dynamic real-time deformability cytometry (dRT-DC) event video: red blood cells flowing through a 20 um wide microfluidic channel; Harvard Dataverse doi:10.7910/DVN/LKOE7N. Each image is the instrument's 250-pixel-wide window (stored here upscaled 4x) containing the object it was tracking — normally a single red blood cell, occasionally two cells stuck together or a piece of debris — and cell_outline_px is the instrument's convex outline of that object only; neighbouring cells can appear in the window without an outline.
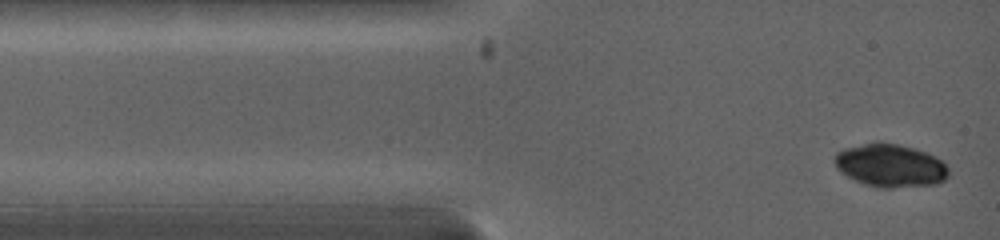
{"species": "common noctule bat (a hibernating species)", "species_latin": "Nyctalus noctula", "temperature_condition": "warm", "stored_images_in_passage": 6, "camera_frame_rate_fps": 5000, "um_per_image_px": 0.085, "animal": {"sex": "female", "body_mass_g": 19.0, "forearm_length_mm": 53.3}, "frame": {"image": 1, "passage_image": 1, "time_ms": 0.0, "image_size_px": [1000, 240], "cell_outline_px": [[948, 176], [944, 180], [936, 184], [892, 188], [880, 188], [864, 184], [840, 172], [836, 168], [836, 152], [844, 148], [876, 140], [880, 140], [912, 148], [936, 156], [948, 168]], "centroid_in_image_um": [75.66, 14.06], "position_along_channel_um": 9.3, "area_um2": 28.67}}